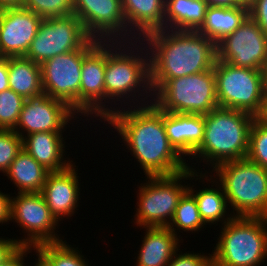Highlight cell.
Wrapping results in <instances>:
<instances>
[{
	"instance_id": "obj_1",
	"label": "cell",
	"mask_w": 267,
	"mask_h": 266,
	"mask_svg": "<svg viewBox=\"0 0 267 266\" xmlns=\"http://www.w3.org/2000/svg\"><path fill=\"white\" fill-rule=\"evenodd\" d=\"M137 105L127 107L128 110H119L118 106V110L110 114L104 123L112 125L124 139L122 142L140 163L146 177L172 176L189 169L190 164L168 140L164 111L154 103Z\"/></svg>"
},
{
	"instance_id": "obj_2",
	"label": "cell",
	"mask_w": 267,
	"mask_h": 266,
	"mask_svg": "<svg viewBox=\"0 0 267 266\" xmlns=\"http://www.w3.org/2000/svg\"><path fill=\"white\" fill-rule=\"evenodd\" d=\"M141 40L149 52L153 94L170 79L213 69L217 60V44L198 31L160 29Z\"/></svg>"
},
{
	"instance_id": "obj_3",
	"label": "cell",
	"mask_w": 267,
	"mask_h": 266,
	"mask_svg": "<svg viewBox=\"0 0 267 266\" xmlns=\"http://www.w3.org/2000/svg\"><path fill=\"white\" fill-rule=\"evenodd\" d=\"M110 43L106 42L104 120H106V118H108L110 114L118 109L117 107L112 108L111 106L109 107V109L106 103H111L113 105L112 102H114L115 104L116 101H120L119 103L122 104L123 102L124 105L126 103L128 105V103L130 102L131 106V102H133L134 104L136 103L133 100H135L137 97L140 98V96H146V93V97L140 98V100L142 99V102L145 101L146 98L145 102L142 103L141 101L138 102L139 99L137 100V103L139 104L138 106H140V103L141 106H144L148 105V103H153V100L149 102V100H147V97L151 98L152 96H154L150 80V57L145 43L140 39L127 42L116 41ZM142 92L144 95L142 94ZM136 94H138V96ZM123 96L126 98V102ZM131 97H133L134 99H132ZM106 99L111 102L107 101Z\"/></svg>"
},
{
	"instance_id": "obj_4",
	"label": "cell",
	"mask_w": 267,
	"mask_h": 266,
	"mask_svg": "<svg viewBox=\"0 0 267 266\" xmlns=\"http://www.w3.org/2000/svg\"><path fill=\"white\" fill-rule=\"evenodd\" d=\"M250 113L217 107L204 115V138L192 159L209 161L213 169L225 162L245 159L249 150ZM197 156V157H196Z\"/></svg>"
},
{
	"instance_id": "obj_5",
	"label": "cell",
	"mask_w": 267,
	"mask_h": 266,
	"mask_svg": "<svg viewBox=\"0 0 267 266\" xmlns=\"http://www.w3.org/2000/svg\"><path fill=\"white\" fill-rule=\"evenodd\" d=\"M215 169V170H214ZM214 181L222 186L235 217H267V170L247 158L216 166Z\"/></svg>"
},
{
	"instance_id": "obj_6",
	"label": "cell",
	"mask_w": 267,
	"mask_h": 266,
	"mask_svg": "<svg viewBox=\"0 0 267 266\" xmlns=\"http://www.w3.org/2000/svg\"><path fill=\"white\" fill-rule=\"evenodd\" d=\"M223 226L211 254L212 266H259L264 263L267 217H233Z\"/></svg>"
},
{
	"instance_id": "obj_7",
	"label": "cell",
	"mask_w": 267,
	"mask_h": 266,
	"mask_svg": "<svg viewBox=\"0 0 267 266\" xmlns=\"http://www.w3.org/2000/svg\"><path fill=\"white\" fill-rule=\"evenodd\" d=\"M195 171L189 166V169L176 175L147 177L146 183H141V186L138 187L137 200L139 201H137L138 207L134 215V224L143 228L168 227L175 214L179 199L188 189V185L181 184L182 179L183 181L189 178L191 180L192 177L200 176L199 179L203 177L210 181L206 177V173Z\"/></svg>"
},
{
	"instance_id": "obj_8",
	"label": "cell",
	"mask_w": 267,
	"mask_h": 266,
	"mask_svg": "<svg viewBox=\"0 0 267 266\" xmlns=\"http://www.w3.org/2000/svg\"><path fill=\"white\" fill-rule=\"evenodd\" d=\"M151 100L164 112L206 115L219 107L214 70L170 79Z\"/></svg>"
},
{
	"instance_id": "obj_9",
	"label": "cell",
	"mask_w": 267,
	"mask_h": 266,
	"mask_svg": "<svg viewBox=\"0 0 267 266\" xmlns=\"http://www.w3.org/2000/svg\"><path fill=\"white\" fill-rule=\"evenodd\" d=\"M221 108L241 110L257 117L265 96L262 70L241 68L216 60L213 67Z\"/></svg>"
},
{
	"instance_id": "obj_10",
	"label": "cell",
	"mask_w": 267,
	"mask_h": 266,
	"mask_svg": "<svg viewBox=\"0 0 267 266\" xmlns=\"http://www.w3.org/2000/svg\"><path fill=\"white\" fill-rule=\"evenodd\" d=\"M89 39L79 50L56 55L40 65L43 93L65 102L80 114V83L83 58L99 43Z\"/></svg>"
},
{
	"instance_id": "obj_11",
	"label": "cell",
	"mask_w": 267,
	"mask_h": 266,
	"mask_svg": "<svg viewBox=\"0 0 267 266\" xmlns=\"http://www.w3.org/2000/svg\"><path fill=\"white\" fill-rule=\"evenodd\" d=\"M89 39L74 14L44 18L25 57L41 65L56 55L79 50Z\"/></svg>"
},
{
	"instance_id": "obj_12",
	"label": "cell",
	"mask_w": 267,
	"mask_h": 266,
	"mask_svg": "<svg viewBox=\"0 0 267 266\" xmlns=\"http://www.w3.org/2000/svg\"><path fill=\"white\" fill-rule=\"evenodd\" d=\"M73 8L91 39L101 42L137 40L127 28L121 0H73Z\"/></svg>"
},
{
	"instance_id": "obj_13",
	"label": "cell",
	"mask_w": 267,
	"mask_h": 266,
	"mask_svg": "<svg viewBox=\"0 0 267 266\" xmlns=\"http://www.w3.org/2000/svg\"><path fill=\"white\" fill-rule=\"evenodd\" d=\"M11 198L10 221H16L27 237L18 239L22 246L63 241L55 233L58 222L52 216L40 192L17 193Z\"/></svg>"
},
{
	"instance_id": "obj_14",
	"label": "cell",
	"mask_w": 267,
	"mask_h": 266,
	"mask_svg": "<svg viewBox=\"0 0 267 266\" xmlns=\"http://www.w3.org/2000/svg\"><path fill=\"white\" fill-rule=\"evenodd\" d=\"M217 60L236 67L262 70L267 62V35L248 16L217 44Z\"/></svg>"
},
{
	"instance_id": "obj_15",
	"label": "cell",
	"mask_w": 267,
	"mask_h": 266,
	"mask_svg": "<svg viewBox=\"0 0 267 266\" xmlns=\"http://www.w3.org/2000/svg\"><path fill=\"white\" fill-rule=\"evenodd\" d=\"M74 118H77L75 112L65 102L43 94L26 99L13 130L22 139L35 132H64L66 125Z\"/></svg>"
},
{
	"instance_id": "obj_16",
	"label": "cell",
	"mask_w": 267,
	"mask_h": 266,
	"mask_svg": "<svg viewBox=\"0 0 267 266\" xmlns=\"http://www.w3.org/2000/svg\"><path fill=\"white\" fill-rule=\"evenodd\" d=\"M42 21V17L23 7L0 10L1 57L25 56Z\"/></svg>"
},
{
	"instance_id": "obj_17",
	"label": "cell",
	"mask_w": 267,
	"mask_h": 266,
	"mask_svg": "<svg viewBox=\"0 0 267 266\" xmlns=\"http://www.w3.org/2000/svg\"><path fill=\"white\" fill-rule=\"evenodd\" d=\"M106 42H99L84 58L81 67L80 113L104 120ZM104 100V102H103Z\"/></svg>"
},
{
	"instance_id": "obj_18",
	"label": "cell",
	"mask_w": 267,
	"mask_h": 266,
	"mask_svg": "<svg viewBox=\"0 0 267 266\" xmlns=\"http://www.w3.org/2000/svg\"><path fill=\"white\" fill-rule=\"evenodd\" d=\"M75 167L71 164L63 171L50 172L40 192L58 223L64 216L72 217L79 204L80 180Z\"/></svg>"
},
{
	"instance_id": "obj_19",
	"label": "cell",
	"mask_w": 267,
	"mask_h": 266,
	"mask_svg": "<svg viewBox=\"0 0 267 266\" xmlns=\"http://www.w3.org/2000/svg\"><path fill=\"white\" fill-rule=\"evenodd\" d=\"M164 127L175 150L190 158L204 138V115L164 112Z\"/></svg>"
},
{
	"instance_id": "obj_20",
	"label": "cell",
	"mask_w": 267,
	"mask_h": 266,
	"mask_svg": "<svg viewBox=\"0 0 267 266\" xmlns=\"http://www.w3.org/2000/svg\"><path fill=\"white\" fill-rule=\"evenodd\" d=\"M62 132H35L23 138V149L50 172L67 169L73 161L64 160Z\"/></svg>"
},
{
	"instance_id": "obj_21",
	"label": "cell",
	"mask_w": 267,
	"mask_h": 266,
	"mask_svg": "<svg viewBox=\"0 0 267 266\" xmlns=\"http://www.w3.org/2000/svg\"><path fill=\"white\" fill-rule=\"evenodd\" d=\"M121 1L127 28L137 39L164 29L165 0Z\"/></svg>"
},
{
	"instance_id": "obj_22",
	"label": "cell",
	"mask_w": 267,
	"mask_h": 266,
	"mask_svg": "<svg viewBox=\"0 0 267 266\" xmlns=\"http://www.w3.org/2000/svg\"><path fill=\"white\" fill-rule=\"evenodd\" d=\"M136 266H167L173 255L180 250V240L168 227H145Z\"/></svg>"
},
{
	"instance_id": "obj_23",
	"label": "cell",
	"mask_w": 267,
	"mask_h": 266,
	"mask_svg": "<svg viewBox=\"0 0 267 266\" xmlns=\"http://www.w3.org/2000/svg\"><path fill=\"white\" fill-rule=\"evenodd\" d=\"M248 16V6L233 8L208 6L204 23L197 31L218 44L227 35L232 34Z\"/></svg>"
},
{
	"instance_id": "obj_24",
	"label": "cell",
	"mask_w": 267,
	"mask_h": 266,
	"mask_svg": "<svg viewBox=\"0 0 267 266\" xmlns=\"http://www.w3.org/2000/svg\"><path fill=\"white\" fill-rule=\"evenodd\" d=\"M9 88L25 99L43 95L41 67L25 56L9 57Z\"/></svg>"
},
{
	"instance_id": "obj_25",
	"label": "cell",
	"mask_w": 267,
	"mask_h": 266,
	"mask_svg": "<svg viewBox=\"0 0 267 266\" xmlns=\"http://www.w3.org/2000/svg\"><path fill=\"white\" fill-rule=\"evenodd\" d=\"M207 7L203 0H165L164 29L197 31Z\"/></svg>"
},
{
	"instance_id": "obj_26",
	"label": "cell",
	"mask_w": 267,
	"mask_h": 266,
	"mask_svg": "<svg viewBox=\"0 0 267 266\" xmlns=\"http://www.w3.org/2000/svg\"><path fill=\"white\" fill-rule=\"evenodd\" d=\"M48 171L27 151L22 149L8 171L4 174L13 181L18 193L41 192L47 179Z\"/></svg>"
},
{
	"instance_id": "obj_27",
	"label": "cell",
	"mask_w": 267,
	"mask_h": 266,
	"mask_svg": "<svg viewBox=\"0 0 267 266\" xmlns=\"http://www.w3.org/2000/svg\"><path fill=\"white\" fill-rule=\"evenodd\" d=\"M218 186H216V189L209 187L197 191L193 189V185L192 187L189 185L187 189V191L195 198L200 217L205 225L208 223L216 224L220 221L221 223L223 222L222 224L224 225L235 217V213L234 215H225V213H227L226 210H229L230 208H228L226 195L222 186H220L219 183Z\"/></svg>"
},
{
	"instance_id": "obj_28",
	"label": "cell",
	"mask_w": 267,
	"mask_h": 266,
	"mask_svg": "<svg viewBox=\"0 0 267 266\" xmlns=\"http://www.w3.org/2000/svg\"><path fill=\"white\" fill-rule=\"evenodd\" d=\"M204 225L195 198L186 191L178 201L175 214L168 228L173 234L178 235L176 230L196 232L205 227Z\"/></svg>"
},
{
	"instance_id": "obj_29",
	"label": "cell",
	"mask_w": 267,
	"mask_h": 266,
	"mask_svg": "<svg viewBox=\"0 0 267 266\" xmlns=\"http://www.w3.org/2000/svg\"><path fill=\"white\" fill-rule=\"evenodd\" d=\"M65 241L43 243L37 245L38 249L53 266H88L80 251L70 247Z\"/></svg>"
},
{
	"instance_id": "obj_30",
	"label": "cell",
	"mask_w": 267,
	"mask_h": 266,
	"mask_svg": "<svg viewBox=\"0 0 267 266\" xmlns=\"http://www.w3.org/2000/svg\"><path fill=\"white\" fill-rule=\"evenodd\" d=\"M246 158L267 170V125L257 117L250 128L249 150Z\"/></svg>"
},
{
	"instance_id": "obj_31",
	"label": "cell",
	"mask_w": 267,
	"mask_h": 266,
	"mask_svg": "<svg viewBox=\"0 0 267 266\" xmlns=\"http://www.w3.org/2000/svg\"><path fill=\"white\" fill-rule=\"evenodd\" d=\"M26 99L13 90L0 92V129H14Z\"/></svg>"
},
{
	"instance_id": "obj_32",
	"label": "cell",
	"mask_w": 267,
	"mask_h": 266,
	"mask_svg": "<svg viewBox=\"0 0 267 266\" xmlns=\"http://www.w3.org/2000/svg\"><path fill=\"white\" fill-rule=\"evenodd\" d=\"M22 7L43 19L74 14L73 0H24Z\"/></svg>"
},
{
	"instance_id": "obj_33",
	"label": "cell",
	"mask_w": 267,
	"mask_h": 266,
	"mask_svg": "<svg viewBox=\"0 0 267 266\" xmlns=\"http://www.w3.org/2000/svg\"><path fill=\"white\" fill-rule=\"evenodd\" d=\"M23 149V139L12 129H0V171L6 173L18 153Z\"/></svg>"
},
{
	"instance_id": "obj_34",
	"label": "cell",
	"mask_w": 267,
	"mask_h": 266,
	"mask_svg": "<svg viewBox=\"0 0 267 266\" xmlns=\"http://www.w3.org/2000/svg\"><path fill=\"white\" fill-rule=\"evenodd\" d=\"M178 251L173 255L167 266H212V255L207 256L203 254H193L186 252L182 254H177Z\"/></svg>"
},
{
	"instance_id": "obj_35",
	"label": "cell",
	"mask_w": 267,
	"mask_h": 266,
	"mask_svg": "<svg viewBox=\"0 0 267 266\" xmlns=\"http://www.w3.org/2000/svg\"><path fill=\"white\" fill-rule=\"evenodd\" d=\"M249 16L267 35V0H248Z\"/></svg>"
},
{
	"instance_id": "obj_36",
	"label": "cell",
	"mask_w": 267,
	"mask_h": 266,
	"mask_svg": "<svg viewBox=\"0 0 267 266\" xmlns=\"http://www.w3.org/2000/svg\"><path fill=\"white\" fill-rule=\"evenodd\" d=\"M21 247L17 239L0 238V265L10 259Z\"/></svg>"
},
{
	"instance_id": "obj_37",
	"label": "cell",
	"mask_w": 267,
	"mask_h": 266,
	"mask_svg": "<svg viewBox=\"0 0 267 266\" xmlns=\"http://www.w3.org/2000/svg\"><path fill=\"white\" fill-rule=\"evenodd\" d=\"M33 248L34 247L31 246H22L10 259L0 266H25L24 258L27 257L26 255L30 253Z\"/></svg>"
},
{
	"instance_id": "obj_38",
	"label": "cell",
	"mask_w": 267,
	"mask_h": 266,
	"mask_svg": "<svg viewBox=\"0 0 267 266\" xmlns=\"http://www.w3.org/2000/svg\"><path fill=\"white\" fill-rule=\"evenodd\" d=\"M11 197L0 191V223L10 222Z\"/></svg>"
},
{
	"instance_id": "obj_39",
	"label": "cell",
	"mask_w": 267,
	"mask_h": 266,
	"mask_svg": "<svg viewBox=\"0 0 267 266\" xmlns=\"http://www.w3.org/2000/svg\"><path fill=\"white\" fill-rule=\"evenodd\" d=\"M208 6L212 7H241L248 6V0H203Z\"/></svg>"
},
{
	"instance_id": "obj_40",
	"label": "cell",
	"mask_w": 267,
	"mask_h": 266,
	"mask_svg": "<svg viewBox=\"0 0 267 266\" xmlns=\"http://www.w3.org/2000/svg\"><path fill=\"white\" fill-rule=\"evenodd\" d=\"M9 57L0 58V92L9 89Z\"/></svg>"
},
{
	"instance_id": "obj_41",
	"label": "cell",
	"mask_w": 267,
	"mask_h": 266,
	"mask_svg": "<svg viewBox=\"0 0 267 266\" xmlns=\"http://www.w3.org/2000/svg\"><path fill=\"white\" fill-rule=\"evenodd\" d=\"M24 0H0V10L6 8H20L23 6Z\"/></svg>"
},
{
	"instance_id": "obj_42",
	"label": "cell",
	"mask_w": 267,
	"mask_h": 266,
	"mask_svg": "<svg viewBox=\"0 0 267 266\" xmlns=\"http://www.w3.org/2000/svg\"><path fill=\"white\" fill-rule=\"evenodd\" d=\"M36 251V255L38 257L37 263L34 264V266H53L52 263L38 250L34 247V249Z\"/></svg>"
},
{
	"instance_id": "obj_43",
	"label": "cell",
	"mask_w": 267,
	"mask_h": 266,
	"mask_svg": "<svg viewBox=\"0 0 267 266\" xmlns=\"http://www.w3.org/2000/svg\"><path fill=\"white\" fill-rule=\"evenodd\" d=\"M257 118L267 125V92H265L261 113Z\"/></svg>"
},
{
	"instance_id": "obj_44",
	"label": "cell",
	"mask_w": 267,
	"mask_h": 266,
	"mask_svg": "<svg viewBox=\"0 0 267 266\" xmlns=\"http://www.w3.org/2000/svg\"><path fill=\"white\" fill-rule=\"evenodd\" d=\"M262 73H263L264 90L265 92H267V62L263 66Z\"/></svg>"
}]
</instances>
